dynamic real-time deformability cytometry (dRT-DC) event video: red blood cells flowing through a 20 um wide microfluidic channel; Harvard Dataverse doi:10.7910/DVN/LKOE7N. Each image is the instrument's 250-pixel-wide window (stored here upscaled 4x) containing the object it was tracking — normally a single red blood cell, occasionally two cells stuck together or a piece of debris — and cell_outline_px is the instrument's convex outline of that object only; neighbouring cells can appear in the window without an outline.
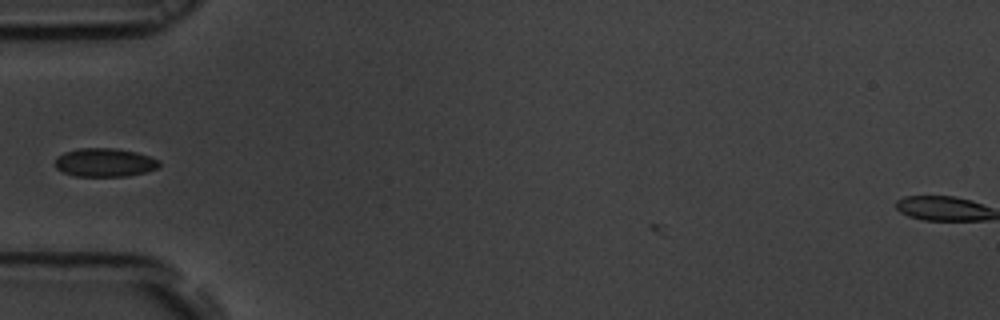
{"species": "common noctule bat (a hibernating species)", "species_latin": "Nyctalus noctula", "temperature_condition": "room temperature", "stored_images_in_passage": 10, "camera_frame_rate_fps": 3000, "um_per_image_px": 0.085, "animal": {"sex": "male", "body_mass_g": 19.5, "forearm_length_mm": 54.6}, "frame": {"image": 1, "passage_image": 2, "time_ms": 0.333, "image_size_px": [1000, 320], "cell_outline_px": [[160, 168], [128, 176], [76, 176], [64, 172], [56, 168], [56, 156], [64, 152], [80, 148], [116, 148], [136, 152], [160, 160]], "centroid_in_image_um": [8.92, 13.81], "position_along_channel_um": 76.1, "area_um2": 17.34}}
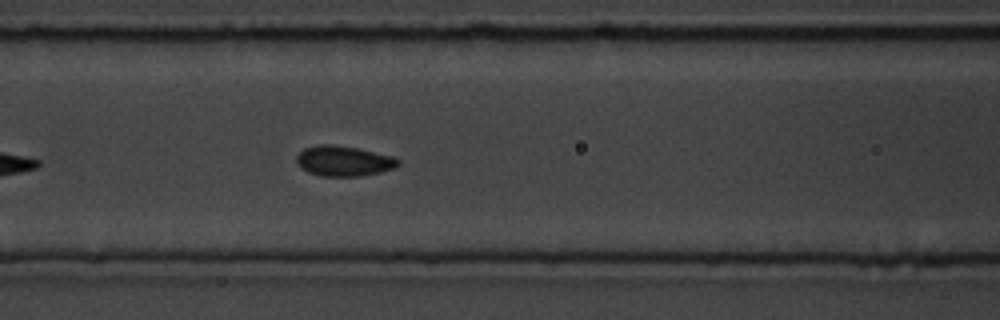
{"frame": {"image": 2, "passage_image": 7, "time_ms": 2.0, "image_size_px": [1000, 320], "cell_outline_px": [[400, 164], [396, 168], [380, 172], [360, 176], [320, 176], [308, 172], [300, 168], [296, 160], [296, 156], [304, 148], [320, 144], [328, 144], [356, 148], [392, 156], [400, 160]], "centroid_in_image_um": [29.21, 13.69], "position_along_channel_um": 137.4, "area_um2": 17.92}}